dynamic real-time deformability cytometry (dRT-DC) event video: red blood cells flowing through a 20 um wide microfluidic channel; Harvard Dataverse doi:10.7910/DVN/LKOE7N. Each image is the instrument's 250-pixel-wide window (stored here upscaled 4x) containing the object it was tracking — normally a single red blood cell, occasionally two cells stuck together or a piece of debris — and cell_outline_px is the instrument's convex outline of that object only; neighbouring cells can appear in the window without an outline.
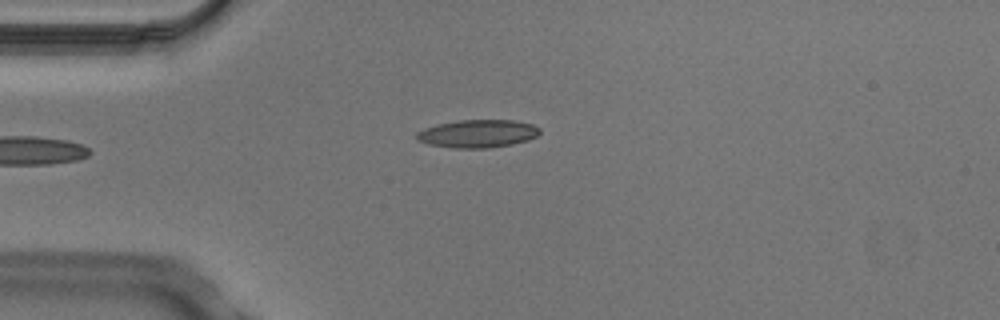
{"species": "Egyptian fruit bat (a non-hibernating species)", "species_latin": "Rousettus aegyptiacus", "temperature_condition": "cold", "stored_images_in_passage": 5, "camera_frame_rate_fps": 3000, "um_per_image_px": 0.085, "animal": {"sex": "male"}, "frame": {"image": 1, "passage_image": 5, "time_ms": 1.333, "image_size_px": [1000, 320], "cell_outline_px": [[540, 132], [536, 136], [528, 140], [512, 144], [488, 148], [452, 148], [428, 144], [416, 140], [416, 132], [424, 128], [440, 124], [460, 120], [516, 120], [532, 124], [540, 128]], "centroid_in_image_um": [40.6, 11.36], "position_along_channel_um": 44.4, "area_um2": 20.06}}